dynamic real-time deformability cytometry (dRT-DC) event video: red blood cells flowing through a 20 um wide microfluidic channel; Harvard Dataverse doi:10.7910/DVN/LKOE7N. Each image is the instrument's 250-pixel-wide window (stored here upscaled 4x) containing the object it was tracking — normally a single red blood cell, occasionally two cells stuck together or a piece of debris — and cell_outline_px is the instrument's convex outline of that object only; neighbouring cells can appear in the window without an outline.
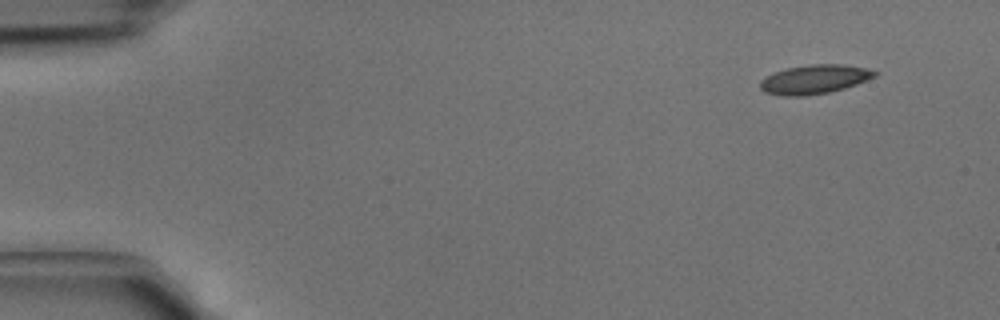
{"species": "common noctule bat (a hibernating species)", "species_latin": "Nyctalus noctula", "temperature_condition": "cold", "stored_images_in_passage": 4, "camera_frame_rate_fps": 3000, "um_per_image_px": 0.085, "animal": {"sex": "male", "body_mass_g": 15.6}, "frame": {"image": 1, "passage_image": 1, "time_ms": 0.0, "image_size_px": [1000, 320], "cell_outline_px": [[880, 72], [876, 76], [856, 84], [844, 88], [828, 92], [804, 96], [780, 96], [764, 92], [760, 88], [760, 80], [776, 72], [788, 68], [812, 64], [844, 64], [868, 68]], "centroid_in_image_um": [69.25, 6.74], "position_along_channel_um": 15.7, "area_um2": 19.36}}
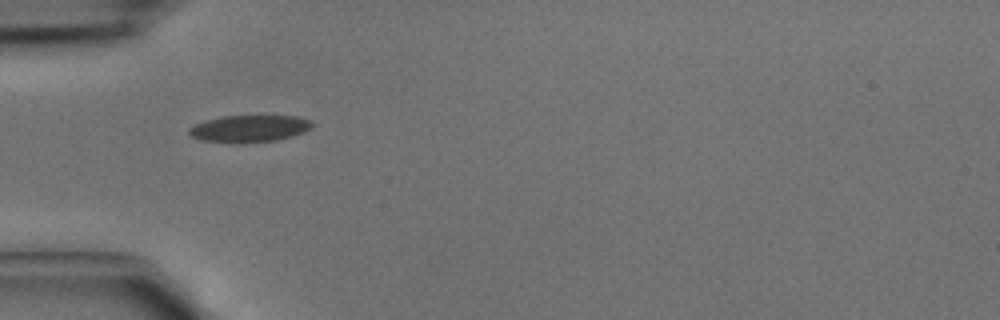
{"frame": {"image": 2, "passage_image": 4, "time_ms": 1.0, "image_size_px": [1000, 320], "cell_outline_px": [[312, 128], [304, 132], [292, 136], [276, 140], [200, 140], [192, 136], [188, 132], [188, 128], [204, 120], [224, 116], [296, 116], [312, 120]], "centroid_in_image_um": [21.24, 10.87], "position_along_channel_um": 63.8, "area_um2": 18.44}}